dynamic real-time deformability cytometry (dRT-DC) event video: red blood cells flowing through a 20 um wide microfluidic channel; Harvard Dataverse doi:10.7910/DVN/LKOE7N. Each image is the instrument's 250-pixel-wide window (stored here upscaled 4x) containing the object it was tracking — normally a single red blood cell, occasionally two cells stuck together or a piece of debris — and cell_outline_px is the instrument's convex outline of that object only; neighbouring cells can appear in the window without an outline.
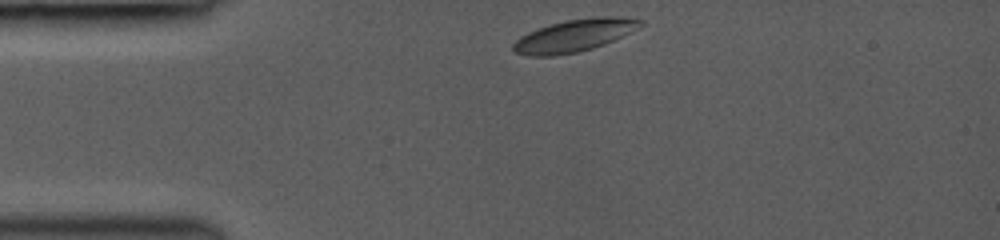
{"species": "common noctule bat (a hibernating species)", "species_latin": "Nyctalus noctula", "temperature_condition": "room temperature", "stored_images_in_passage": 6, "camera_frame_rate_fps": 3000, "um_per_image_px": 0.085, "animal": {"sex": "female", "body_mass_g": 19.0, "forearm_length_mm": 53.3}, "frame": {"image": 1, "passage_image": 1, "time_ms": 0.0, "image_size_px": [1000, 240], "cell_outline_px": [[644, 24], [640, 28], [604, 44], [592, 48], [576, 52], [552, 56], [528, 56], [516, 52], [512, 48], [512, 44], [520, 36], [528, 32], [564, 20], [596, 16], [624, 16], [644, 20]], "centroid_in_image_um": [48.86, 3.0], "position_along_channel_um": 36.1, "area_um2": 24.04}}
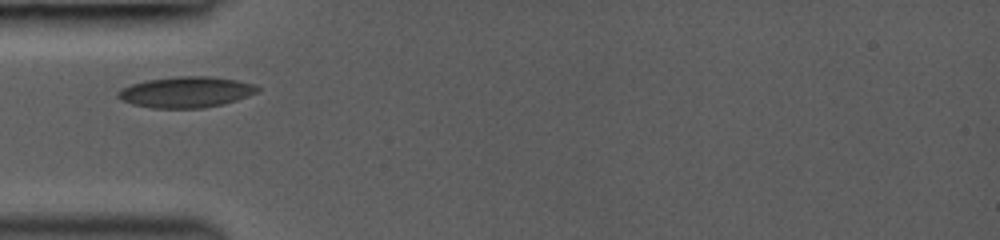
{"frame": {"image": 2, "passage_image": 4, "time_ms": 1.667, "image_size_px": [1000, 240], "cell_outline_px": [[260, 88], [256, 92], [248, 96], [224, 104], [204, 108], [152, 108], [132, 104], [120, 100], [116, 96], [124, 88], [132, 84], [148, 80], [176, 76], [212, 76], [236, 80], [256, 84]], "centroid_in_image_um": [15.84, 7.83], "position_along_channel_um": 69.2, "area_um2": 25.09}}
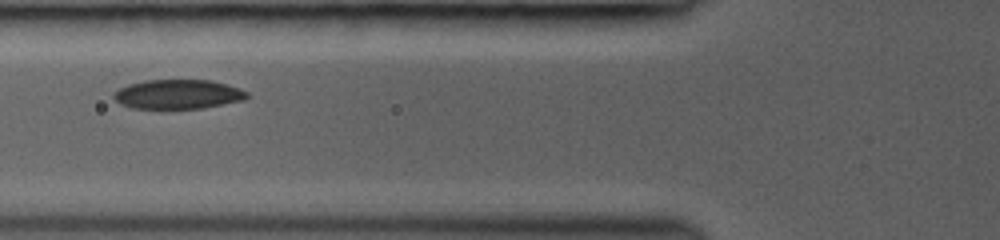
{"frame": {"image": 3, "passage_image": 5, "time_ms": 2.667, "image_size_px": [1000, 240], "cell_outline_px": [[248, 96], [244, 100], [204, 108], [160, 112], [132, 108], [120, 104], [112, 96], [120, 88], [128, 84], [144, 80], [212, 80], [240, 88], [248, 92]], "centroid_in_image_um": [15.1, 8.06], "position_along_channel_um": 110.7, "area_um2": 23.81}}